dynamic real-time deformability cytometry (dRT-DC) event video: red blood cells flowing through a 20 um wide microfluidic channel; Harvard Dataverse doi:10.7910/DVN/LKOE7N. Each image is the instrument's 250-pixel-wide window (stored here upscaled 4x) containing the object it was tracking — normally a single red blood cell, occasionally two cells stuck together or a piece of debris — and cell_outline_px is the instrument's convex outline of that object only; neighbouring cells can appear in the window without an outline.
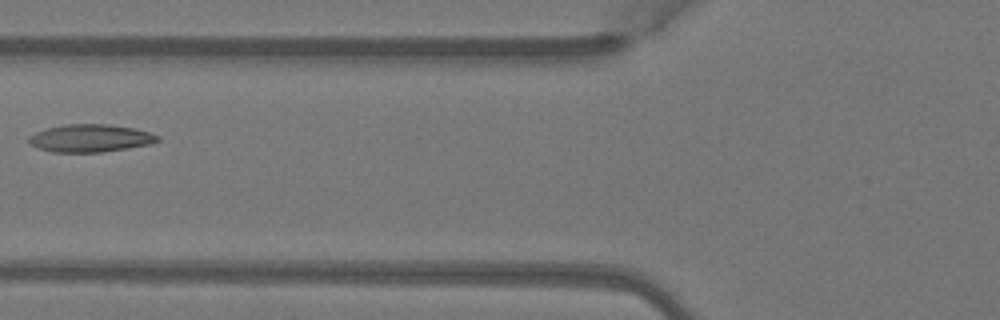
{"species": "Egyptian fruit bat (a non-hibernating species)", "species_latin": "Rousettus aegyptiacus", "temperature_condition": "warm", "stored_images_in_passage": 5, "camera_frame_rate_fps": 3000, "um_per_image_px": 0.085, "animal": {"sex": "female"}, "frame": {"image": 1, "passage_image": 5, "time_ms": 1.333, "image_size_px": [1000, 320], "cell_outline_px": [[160, 140], [148, 144], [100, 152], [52, 152], [40, 148], [32, 144], [28, 140], [28, 136], [36, 132], [48, 128], [64, 124], [108, 124], [132, 128], [148, 132], [160, 136]], "centroid_in_image_um": [7.66, 11.74], "position_along_channel_um": 118.1, "area_um2": 20.4}}